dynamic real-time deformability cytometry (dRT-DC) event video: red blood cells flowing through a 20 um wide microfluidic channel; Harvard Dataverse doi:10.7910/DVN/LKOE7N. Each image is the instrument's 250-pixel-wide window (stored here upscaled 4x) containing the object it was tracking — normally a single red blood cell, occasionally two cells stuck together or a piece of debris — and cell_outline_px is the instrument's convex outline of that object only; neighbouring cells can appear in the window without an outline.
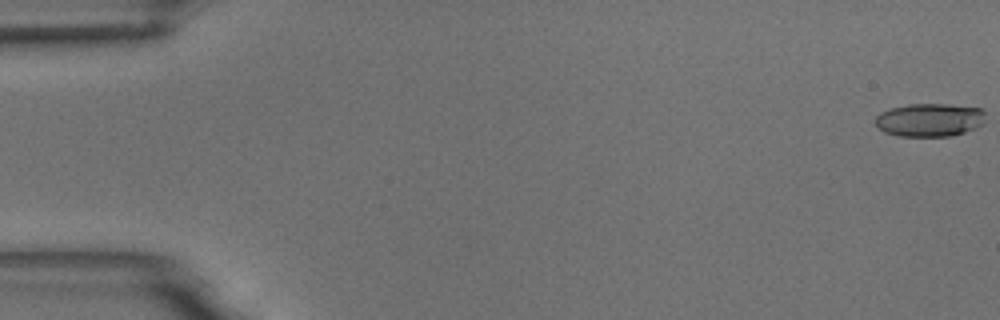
{"species": "common noctule bat (a hibernating species)", "species_latin": "Nyctalus noctula", "temperature_condition": "room temperature", "stored_images_in_passage": 56, "camera_frame_rate_fps": 3000, "um_per_image_px": 0.085, "animal": {"sex": "male", "body_mass_g": 18.8}, "frame": {"image": 1, "passage_image": 1, "time_ms": 0.0, "image_size_px": [1000, 320], "cell_outline_px": [[984, 124], [976, 128], [952, 136], [900, 136], [884, 132], [876, 124], [876, 116], [880, 112], [892, 108], [908, 104], [948, 104], [980, 108], [984, 112]], "centroid_in_image_um": [79.03, 10.19], "position_along_channel_um": 6.0, "area_um2": 21.33}}
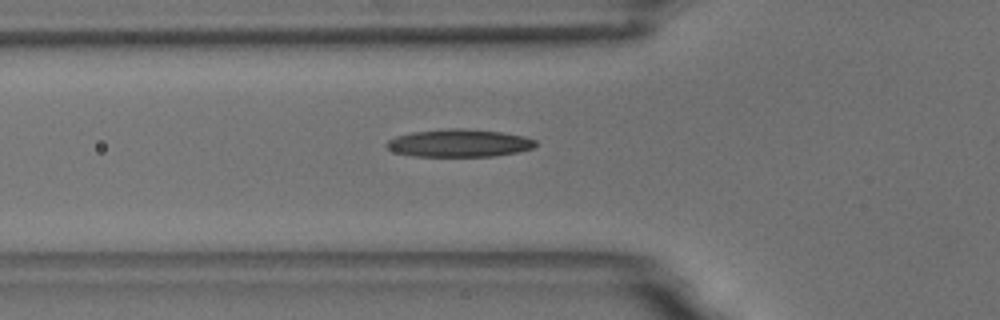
{"frame": {"image": 2, "passage_image": 20, "time_ms": 6.333, "image_size_px": [1000, 320], "cell_outline_px": [[536, 144], [532, 148], [516, 152], [492, 156], [412, 156], [396, 152], [388, 148], [384, 144], [388, 140], [396, 136], [412, 132], [448, 128], [460, 128], [500, 132], [524, 136], [536, 140]], "centroid_in_image_um": [39.0, 12.16], "position_along_channel_um": 86.8, "area_um2": 23.87}}
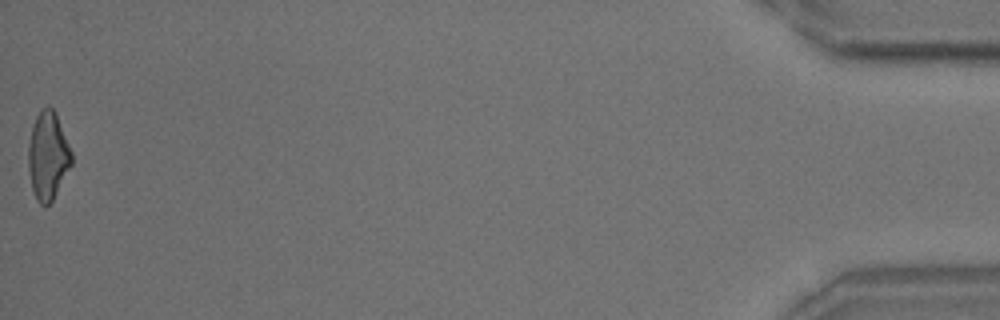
{"frame": {"image": 3, "passage_image": 56, "time_ms": 18.333, "image_size_px": [1000, 320], "cell_outline_px": [[72, 164], [52, 200], [44, 208], [36, 200], [32, 188], [28, 168], [28, 144], [32, 124], [40, 108], [48, 104], [56, 112], [72, 152]], "centroid_in_image_um": [4.06, 13.2], "position_along_channel_um": 431.1, "area_um2": 22.43}, "authors_computed_cell_mechanics": {"area_um2": 22.6287, "velocity_mm_per_s": 3.6801, "shape_relaxation_time_tau1_ms": 9.4698, "shape_relaxation_time_tau2_ms": 4.1717, "deformation_change_tau1": 0.2516, "deformation_change_tau2": 0.1535}}